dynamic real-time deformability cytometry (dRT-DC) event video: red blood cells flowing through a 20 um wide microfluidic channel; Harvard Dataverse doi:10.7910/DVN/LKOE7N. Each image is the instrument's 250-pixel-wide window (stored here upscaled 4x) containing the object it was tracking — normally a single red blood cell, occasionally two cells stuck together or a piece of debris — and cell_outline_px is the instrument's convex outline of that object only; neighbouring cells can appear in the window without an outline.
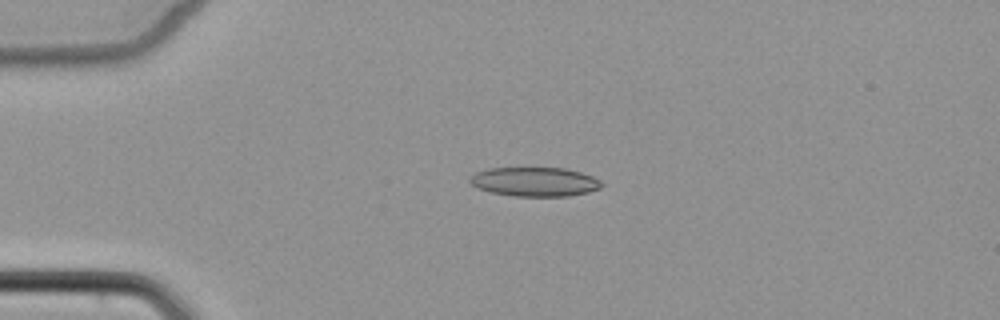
{"species": "common noctule bat (a hibernating species)", "species_latin": "Nyctalus noctula", "temperature_condition": "cold", "stored_images_in_passage": 3, "camera_frame_rate_fps": 3000, "um_per_image_px": 0.085, "animal": {"sex": "female", "body_mass_g": 22.7, "forearm_length_mm": 54.2}, "frame": {"image": 1, "passage_image": 1, "time_ms": 0.0, "image_size_px": [1000, 320], "cell_outline_px": [[604, 184], [600, 188], [588, 192], [568, 196], [512, 196], [492, 192], [476, 188], [468, 180], [468, 176], [476, 172], [488, 168], [564, 168], [580, 172], [592, 176], [600, 180]], "centroid_in_image_um": [45.43, 15.45], "position_along_channel_um": 39.6, "area_um2": 22.48}}
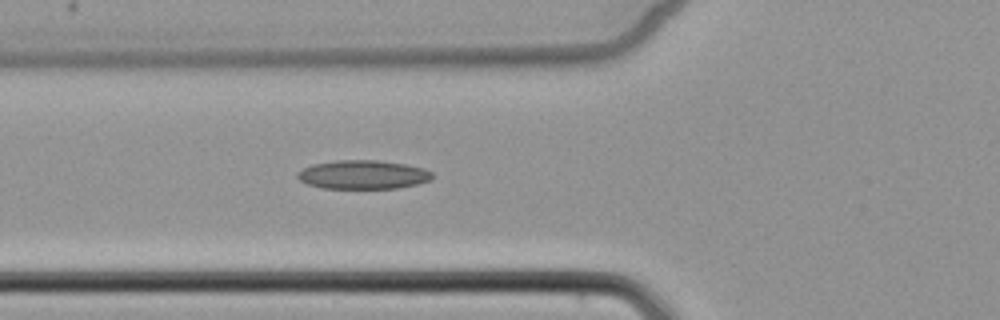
{"frame": {"image": 2, "passage_image": 3, "time_ms": 2.333, "image_size_px": [1000, 320], "cell_outline_px": [[432, 176], [428, 180], [416, 184], [396, 188], [324, 188], [308, 184], [300, 180], [296, 176], [296, 172], [312, 164], [336, 160], [380, 160], [404, 164], [424, 168], [432, 172]], "centroid_in_image_um": [30.82, 14.83], "position_along_channel_um": 95.0, "area_um2": 22.48}}